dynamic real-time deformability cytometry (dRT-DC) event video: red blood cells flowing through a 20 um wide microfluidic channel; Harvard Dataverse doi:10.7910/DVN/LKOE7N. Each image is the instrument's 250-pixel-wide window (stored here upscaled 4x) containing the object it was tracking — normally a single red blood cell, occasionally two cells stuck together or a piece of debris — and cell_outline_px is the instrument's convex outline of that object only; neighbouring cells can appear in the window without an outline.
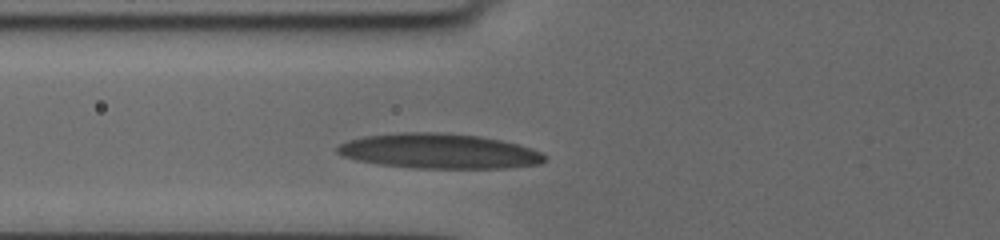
{"species": "human", "species_latin": "Homo sapiens", "temperature_condition": "cold", "stored_images_in_passage": 36, "camera_frame_rate_fps": 3000, "um_per_image_px": 0.085, "donor": {"sex": "female"}, "frame": {"image": 1, "passage_image": 10, "time_ms": 3.0, "image_size_px": [1000, 240], "cell_outline_px": [[548, 160], [540, 164], [508, 168], [412, 168], [376, 164], [356, 160], [344, 156], [336, 152], [336, 148], [340, 144], [348, 140], [364, 136], [404, 132], [436, 132], [480, 136], [500, 140], [532, 148], [548, 156]], "centroid_in_image_um": [37.34, 12.85], "position_along_channel_um": 88.5, "area_um2": 42.43}}
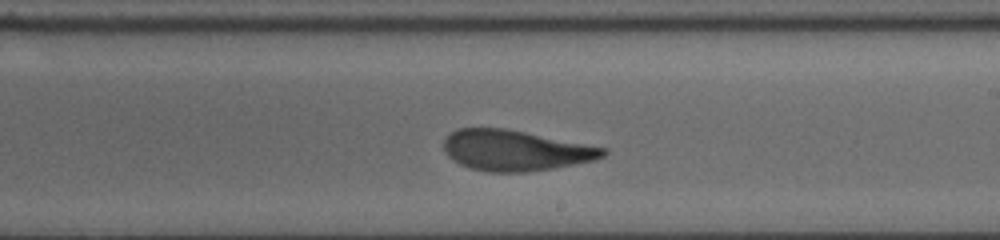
{"frame": {"image": 2, "passage_image": 23, "time_ms": 7.333, "image_size_px": [1000, 240], "cell_outline_px": [[608, 152], [604, 156], [596, 160], [552, 168], [528, 172], [488, 172], [472, 168], [460, 164], [452, 160], [444, 152], [444, 136], [456, 128], [504, 128], [608, 148]], "centroid_in_image_um": [43.78, 12.78], "position_along_channel_um": 245.2, "area_um2": 37.8}}
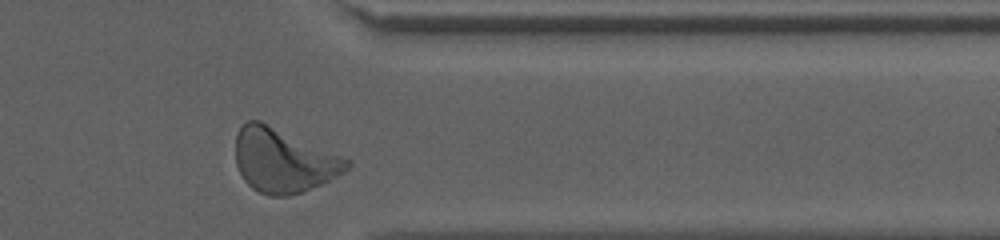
{"frame": {"image": 3, "passage_image": 35, "time_ms": 11.333, "image_size_px": [1000, 240], "cell_outline_px": [[352, 164], [344, 172], [320, 184], [300, 192], [288, 196], [268, 196], [252, 188], [244, 180], [236, 164], [236, 132], [248, 120], [260, 120], [352, 160]], "centroid_in_image_um": [24.08, 13.63], "position_along_channel_um": 387.3, "area_um2": 41.27}, "authors_computed_cell_mechanics": {"area_um2": 39.0439, "velocity_mm_per_s": 3.6066, "shape_relaxation_time_tau1_ms": 4.5328, "shape_relaxation_time_tau2_ms": 0.9618, "deformation_change_tau1": 0.197, "deformation_change_tau2": 0.0831}}